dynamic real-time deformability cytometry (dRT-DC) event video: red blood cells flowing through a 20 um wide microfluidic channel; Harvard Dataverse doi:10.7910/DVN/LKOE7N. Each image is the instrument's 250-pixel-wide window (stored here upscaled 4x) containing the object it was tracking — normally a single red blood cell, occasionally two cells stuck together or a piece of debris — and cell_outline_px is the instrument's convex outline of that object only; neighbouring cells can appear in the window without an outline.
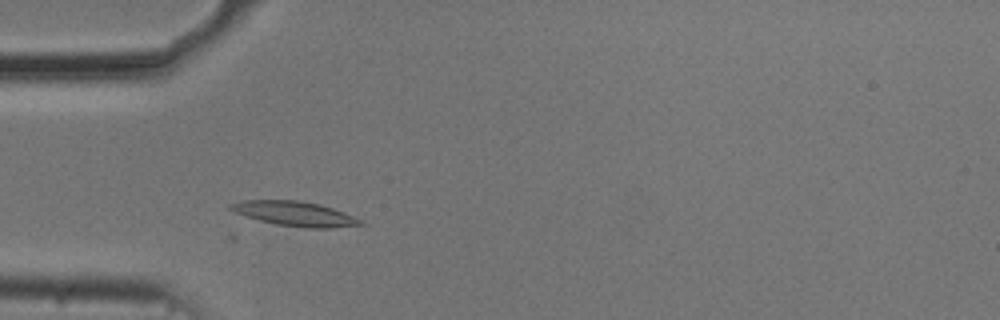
{"species": "common noctule bat (a hibernating species)", "species_latin": "Nyctalus noctula", "temperature_condition": "cold", "stored_images_in_passage": 21, "camera_frame_rate_fps": 3000, "um_per_image_px": 0.085, "animal": {"sex": "male", "body_mass_g": 20.5, "forearm_length_mm": 52.5}, "frame": {"image": 1, "passage_image": 10, "time_ms": 3.0, "image_size_px": [1000, 320], "cell_outline_px": [[368, 224], [328, 228], [304, 228], [276, 224], [260, 220], [236, 212], [228, 208], [228, 204], [240, 200], [296, 200], [320, 204], [344, 212], [364, 220]], "centroid_in_image_um": [25.11, 18.16], "position_along_channel_um": 59.9, "area_um2": 18.67}}
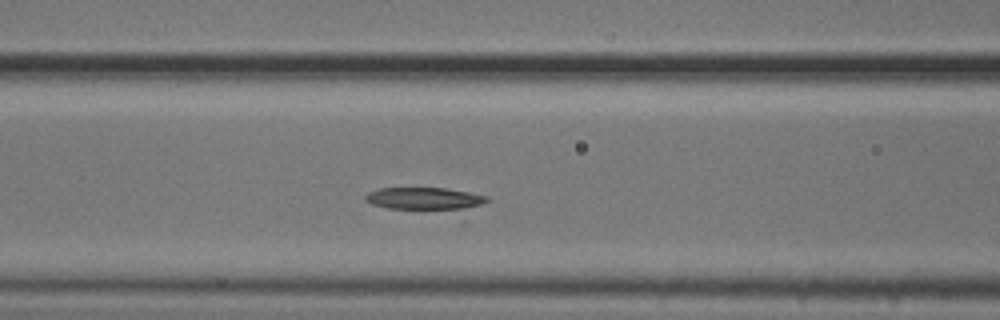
{"frame": {"image": 2, "passage_image": 16, "time_ms": 5.0, "image_size_px": [1000, 320], "cell_outline_px": [[492, 200], [456, 212], [388, 208], [372, 204], [364, 200], [364, 196], [368, 192], [380, 188], [448, 188], [488, 196]], "centroid_in_image_um": [36.14, 16.91], "position_along_channel_um": 130.5, "area_um2": 16.59}}
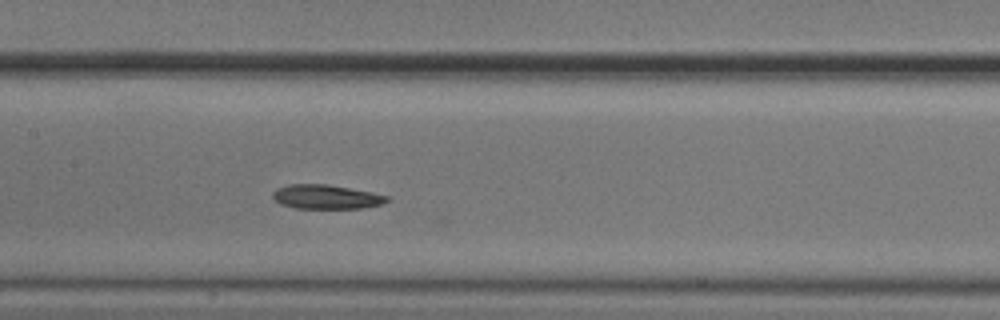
{"frame": {"image": 3, "passage_image": 20, "time_ms": 6.333, "image_size_px": [1000, 320], "cell_outline_px": [[392, 196], [388, 200], [380, 204], [364, 208], [296, 208], [280, 204], [272, 196], [272, 192], [276, 188], [288, 184], [328, 184], [372, 192]], "centroid_in_image_um": [27.73, 16.72], "position_along_channel_um": 179.7, "area_um2": 16.18}}